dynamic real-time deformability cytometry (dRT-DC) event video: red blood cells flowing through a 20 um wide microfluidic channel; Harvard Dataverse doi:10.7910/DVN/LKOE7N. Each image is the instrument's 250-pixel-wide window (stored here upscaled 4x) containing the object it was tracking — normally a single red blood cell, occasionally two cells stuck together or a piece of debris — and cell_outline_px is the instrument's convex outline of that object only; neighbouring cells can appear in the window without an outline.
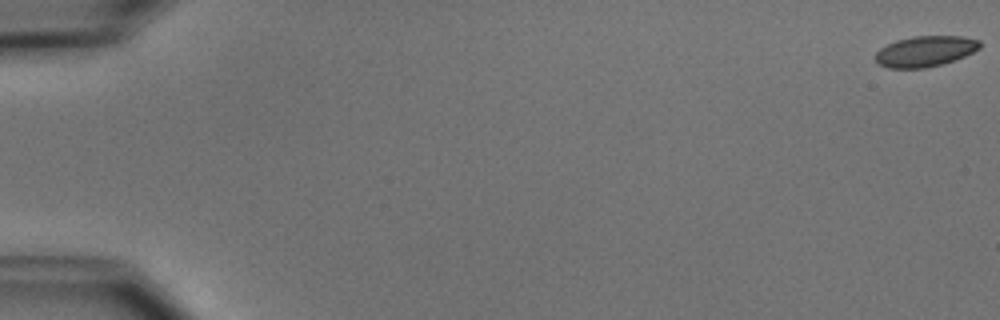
{"species": "common noctule bat (a hibernating species)", "species_latin": "Nyctalus noctula", "temperature_condition": "cold", "stored_images_in_passage": 54, "camera_frame_rate_fps": 3000, "um_per_image_px": 0.085, "animal": {"sex": "male", "body_mass_g": 15.6}, "frame": {"image": 1, "passage_image": 1, "time_ms": 0.0, "image_size_px": [1000, 320], "cell_outline_px": [[980, 48], [956, 60], [944, 64], [924, 68], [888, 68], [876, 64], [876, 52], [880, 48], [896, 40], [912, 36], [960, 36], [980, 40]], "centroid_in_image_um": [78.63, 4.36], "position_along_channel_um": 6.4, "area_um2": 18.79}}
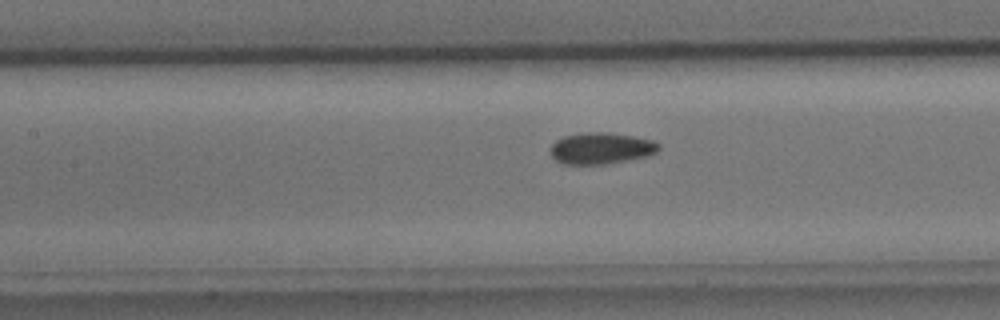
{"frame": {"image": 2, "passage_image": 25, "time_ms": 8.0, "image_size_px": [1000, 320], "cell_outline_px": [[660, 148], [656, 152], [648, 156], [604, 164], [564, 164], [556, 160], [552, 156], [552, 144], [556, 140], [564, 136], [584, 132], [608, 132], [632, 136], [652, 140], [660, 144]], "centroid_in_image_um": [51.1, 12.6], "position_along_channel_um": 156.3, "area_um2": 19.71}}
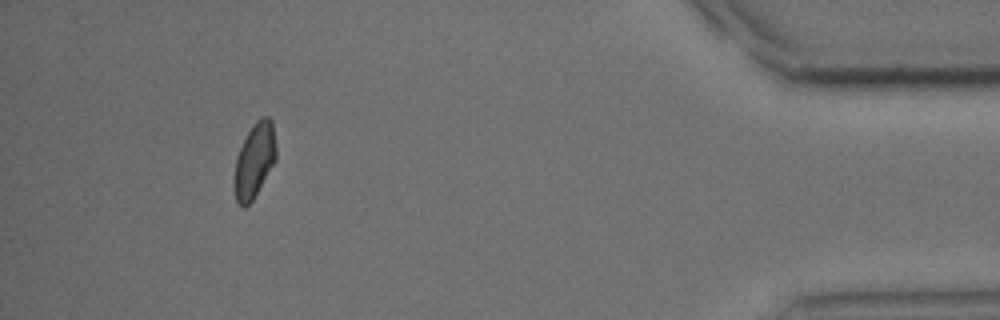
{"frame": {"image": 3, "passage_image": 49, "time_ms": 16.0, "image_size_px": [1000, 320], "cell_outline_px": [[276, 160], [252, 200], [244, 208], [236, 200], [232, 184], [232, 180], [236, 156], [252, 124], [256, 120], [264, 116], [268, 116], [272, 120], [276, 148]], "centroid_in_image_um": [21.6, 13.64], "position_along_channel_um": 413.6, "area_um2": 18.32}, "authors_computed_cell_mechanics": {"area_um2": 19.074, "velocity_mm_per_s": 3.9085, "shape_relaxation_time_tau1_ms": 5.8806, "shape_relaxation_time_tau2_ms": 1.8162, "deformation_change_tau1": 0.0994, "deformation_change_tau2": 0.0601}}